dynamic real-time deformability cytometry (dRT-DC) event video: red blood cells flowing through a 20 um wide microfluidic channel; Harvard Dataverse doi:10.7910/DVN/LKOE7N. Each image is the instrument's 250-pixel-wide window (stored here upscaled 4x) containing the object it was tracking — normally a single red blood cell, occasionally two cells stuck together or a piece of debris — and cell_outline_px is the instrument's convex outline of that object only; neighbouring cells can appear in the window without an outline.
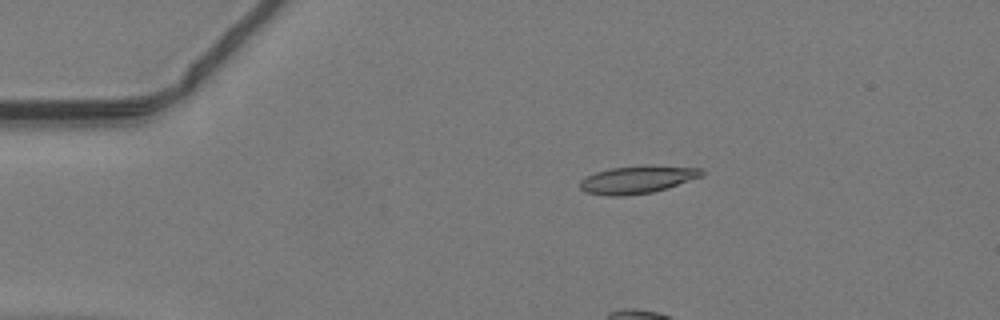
{"species": "common noctule bat (a hibernating species)", "species_latin": "Nyctalus noctula", "temperature_condition": "warm", "stored_images_in_passage": 47, "camera_frame_rate_fps": 3000, "um_per_image_px": 0.085, "animal": {"sex": "male", "body_mass_g": 19.2, "forearm_length_mm": 51.8}, "frame": {"image": 1, "passage_image": 8, "time_ms": 2.333, "image_size_px": [1000, 320], "cell_outline_px": [[704, 176], [668, 188], [652, 192], [624, 196], [608, 196], [584, 192], [580, 188], [580, 180], [584, 176], [608, 168], [644, 164], [648, 164], [700, 168], [704, 172]], "centroid_in_image_um": [54.17, 15.25], "position_along_channel_um": 30.8, "area_um2": 20.17}}
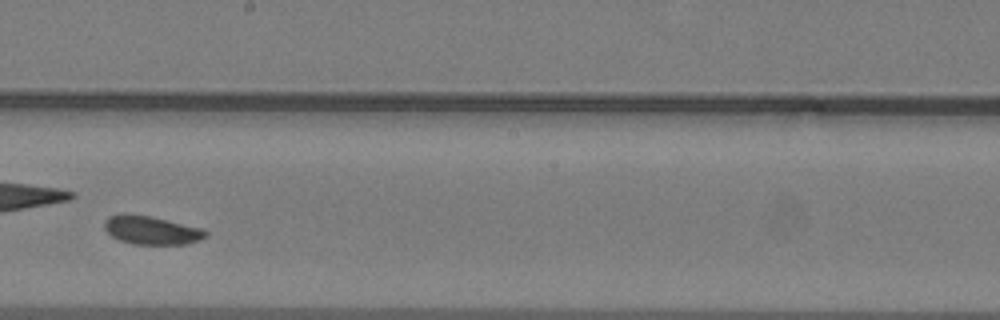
{"frame": {"image": 2, "passage_image": 27, "time_ms": 8.667, "image_size_px": [1000, 320], "cell_outline_px": [[208, 236], [188, 244], [132, 244], [120, 240], [112, 236], [104, 228], [104, 220], [108, 216], [120, 212], [128, 212], [148, 216], [204, 228], [208, 232]], "centroid_in_image_um": [12.85, 19.55], "position_along_channel_um": 235.3, "area_um2": 17.05}}